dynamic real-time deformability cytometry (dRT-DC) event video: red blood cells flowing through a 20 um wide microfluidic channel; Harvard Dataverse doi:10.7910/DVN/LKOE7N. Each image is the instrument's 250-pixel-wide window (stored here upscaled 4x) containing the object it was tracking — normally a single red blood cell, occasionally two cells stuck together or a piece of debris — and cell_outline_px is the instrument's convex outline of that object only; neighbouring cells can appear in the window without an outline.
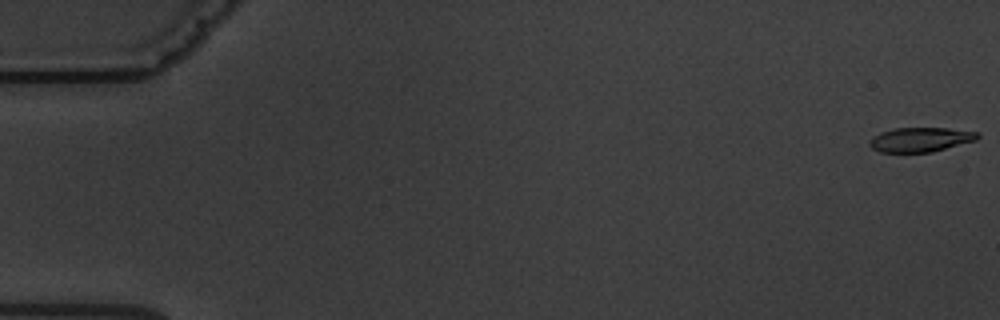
{"species": "common noctule bat (a hibernating species)", "species_latin": "Nyctalus noctula", "temperature_condition": "warm", "stored_images_in_passage": 9, "camera_frame_rate_fps": 3000, "um_per_image_px": 0.085, "animal": {"sex": "male", "body_mass_g": 19.5, "forearm_length_mm": 54.6}, "frame": {"image": 1, "passage_image": 1, "time_ms": 0.0, "image_size_px": [1000, 320], "cell_outline_px": [[980, 136], [976, 140], [932, 152], [880, 152], [872, 148], [868, 144], [868, 140], [872, 136], [880, 132], [892, 128], [948, 128], [980, 132]], "centroid_in_image_um": [78.21, 11.86], "position_along_channel_um": 6.8, "area_um2": 15.55}}